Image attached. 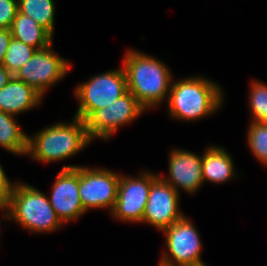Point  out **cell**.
I'll list each match as a JSON object with an SVG mask.
<instances>
[{"mask_svg":"<svg viewBox=\"0 0 267 266\" xmlns=\"http://www.w3.org/2000/svg\"><path fill=\"white\" fill-rule=\"evenodd\" d=\"M35 51L36 49L34 47L12 38L2 65L14 76L30 60Z\"/></svg>","mask_w":267,"mask_h":266,"instance_id":"cell-19","label":"cell"},{"mask_svg":"<svg viewBox=\"0 0 267 266\" xmlns=\"http://www.w3.org/2000/svg\"><path fill=\"white\" fill-rule=\"evenodd\" d=\"M0 211H5L3 214V216L8 219V213H7V206L6 205H3V204H0Z\"/></svg>","mask_w":267,"mask_h":266,"instance_id":"cell-26","label":"cell"},{"mask_svg":"<svg viewBox=\"0 0 267 266\" xmlns=\"http://www.w3.org/2000/svg\"><path fill=\"white\" fill-rule=\"evenodd\" d=\"M120 175L104 168L79 166V195L84 210L110 209L116 199Z\"/></svg>","mask_w":267,"mask_h":266,"instance_id":"cell-10","label":"cell"},{"mask_svg":"<svg viewBox=\"0 0 267 266\" xmlns=\"http://www.w3.org/2000/svg\"><path fill=\"white\" fill-rule=\"evenodd\" d=\"M18 12V0H0V28L10 29Z\"/></svg>","mask_w":267,"mask_h":266,"instance_id":"cell-22","label":"cell"},{"mask_svg":"<svg viewBox=\"0 0 267 266\" xmlns=\"http://www.w3.org/2000/svg\"><path fill=\"white\" fill-rule=\"evenodd\" d=\"M79 166L63 165L49 196L50 205L62 224L75 221L86 211L79 195Z\"/></svg>","mask_w":267,"mask_h":266,"instance_id":"cell-11","label":"cell"},{"mask_svg":"<svg viewBox=\"0 0 267 266\" xmlns=\"http://www.w3.org/2000/svg\"><path fill=\"white\" fill-rule=\"evenodd\" d=\"M12 39L10 29L0 28V65L3 64L5 54L7 52L9 42Z\"/></svg>","mask_w":267,"mask_h":266,"instance_id":"cell-24","label":"cell"},{"mask_svg":"<svg viewBox=\"0 0 267 266\" xmlns=\"http://www.w3.org/2000/svg\"><path fill=\"white\" fill-rule=\"evenodd\" d=\"M6 206L8 219L31 232L50 233L63 225L48 196L24 182L14 183Z\"/></svg>","mask_w":267,"mask_h":266,"instance_id":"cell-4","label":"cell"},{"mask_svg":"<svg viewBox=\"0 0 267 266\" xmlns=\"http://www.w3.org/2000/svg\"><path fill=\"white\" fill-rule=\"evenodd\" d=\"M42 98L34 87L13 76L0 89V111L16 116L39 105Z\"/></svg>","mask_w":267,"mask_h":266,"instance_id":"cell-14","label":"cell"},{"mask_svg":"<svg viewBox=\"0 0 267 266\" xmlns=\"http://www.w3.org/2000/svg\"><path fill=\"white\" fill-rule=\"evenodd\" d=\"M13 185L0 163V204L7 205Z\"/></svg>","mask_w":267,"mask_h":266,"instance_id":"cell-23","label":"cell"},{"mask_svg":"<svg viewBox=\"0 0 267 266\" xmlns=\"http://www.w3.org/2000/svg\"><path fill=\"white\" fill-rule=\"evenodd\" d=\"M12 38L37 49L53 44V35L32 18L17 12L10 28Z\"/></svg>","mask_w":267,"mask_h":266,"instance_id":"cell-16","label":"cell"},{"mask_svg":"<svg viewBox=\"0 0 267 266\" xmlns=\"http://www.w3.org/2000/svg\"><path fill=\"white\" fill-rule=\"evenodd\" d=\"M13 75L7 70L4 65H0V89L4 87Z\"/></svg>","mask_w":267,"mask_h":266,"instance_id":"cell-25","label":"cell"},{"mask_svg":"<svg viewBox=\"0 0 267 266\" xmlns=\"http://www.w3.org/2000/svg\"><path fill=\"white\" fill-rule=\"evenodd\" d=\"M127 91L123 66L95 75L75 88L79 106L74 115L85 121L94 111L112 104Z\"/></svg>","mask_w":267,"mask_h":266,"instance_id":"cell-5","label":"cell"},{"mask_svg":"<svg viewBox=\"0 0 267 266\" xmlns=\"http://www.w3.org/2000/svg\"><path fill=\"white\" fill-rule=\"evenodd\" d=\"M14 117L0 111V147L14 155H27L29 135L22 131Z\"/></svg>","mask_w":267,"mask_h":266,"instance_id":"cell-17","label":"cell"},{"mask_svg":"<svg viewBox=\"0 0 267 266\" xmlns=\"http://www.w3.org/2000/svg\"><path fill=\"white\" fill-rule=\"evenodd\" d=\"M174 82L166 99L174 119L196 121L215 113L224 103L221 87L204 77H186Z\"/></svg>","mask_w":267,"mask_h":266,"instance_id":"cell-2","label":"cell"},{"mask_svg":"<svg viewBox=\"0 0 267 266\" xmlns=\"http://www.w3.org/2000/svg\"><path fill=\"white\" fill-rule=\"evenodd\" d=\"M146 109L127 91L112 104L94 111L86 120L88 136L108 140L120 126L137 119Z\"/></svg>","mask_w":267,"mask_h":266,"instance_id":"cell-7","label":"cell"},{"mask_svg":"<svg viewBox=\"0 0 267 266\" xmlns=\"http://www.w3.org/2000/svg\"><path fill=\"white\" fill-rule=\"evenodd\" d=\"M91 141L85 121L74 116L71 123H56L32 138L29 136L27 155L42 163L59 162L75 155Z\"/></svg>","mask_w":267,"mask_h":266,"instance_id":"cell-3","label":"cell"},{"mask_svg":"<svg viewBox=\"0 0 267 266\" xmlns=\"http://www.w3.org/2000/svg\"><path fill=\"white\" fill-rule=\"evenodd\" d=\"M249 94L251 122H267V84L257 80L252 82Z\"/></svg>","mask_w":267,"mask_h":266,"instance_id":"cell-21","label":"cell"},{"mask_svg":"<svg viewBox=\"0 0 267 266\" xmlns=\"http://www.w3.org/2000/svg\"><path fill=\"white\" fill-rule=\"evenodd\" d=\"M232 157L219 146H209L202 154L203 183H224L235 176V168Z\"/></svg>","mask_w":267,"mask_h":266,"instance_id":"cell-15","label":"cell"},{"mask_svg":"<svg viewBox=\"0 0 267 266\" xmlns=\"http://www.w3.org/2000/svg\"><path fill=\"white\" fill-rule=\"evenodd\" d=\"M124 55L127 90L136 100L148 111L168 99L172 83L169 67L139 51L127 50Z\"/></svg>","mask_w":267,"mask_h":266,"instance_id":"cell-1","label":"cell"},{"mask_svg":"<svg viewBox=\"0 0 267 266\" xmlns=\"http://www.w3.org/2000/svg\"><path fill=\"white\" fill-rule=\"evenodd\" d=\"M158 176L149 171L140 172L136 178L120 174L117 199L111 215L120 221L141 223L151 184Z\"/></svg>","mask_w":267,"mask_h":266,"instance_id":"cell-8","label":"cell"},{"mask_svg":"<svg viewBox=\"0 0 267 266\" xmlns=\"http://www.w3.org/2000/svg\"><path fill=\"white\" fill-rule=\"evenodd\" d=\"M52 44L37 49L16 73L15 77L34 87L44 96L45 91L58 83L71 68L70 63L53 51Z\"/></svg>","mask_w":267,"mask_h":266,"instance_id":"cell-9","label":"cell"},{"mask_svg":"<svg viewBox=\"0 0 267 266\" xmlns=\"http://www.w3.org/2000/svg\"><path fill=\"white\" fill-rule=\"evenodd\" d=\"M248 127L247 142L251 153L267 166V122H251Z\"/></svg>","mask_w":267,"mask_h":266,"instance_id":"cell-20","label":"cell"},{"mask_svg":"<svg viewBox=\"0 0 267 266\" xmlns=\"http://www.w3.org/2000/svg\"><path fill=\"white\" fill-rule=\"evenodd\" d=\"M18 12L32 18L53 35L55 21L53 0H18Z\"/></svg>","mask_w":267,"mask_h":266,"instance_id":"cell-18","label":"cell"},{"mask_svg":"<svg viewBox=\"0 0 267 266\" xmlns=\"http://www.w3.org/2000/svg\"><path fill=\"white\" fill-rule=\"evenodd\" d=\"M182 213L179 193L159 175L151 184L142 222L162 231L180 220L184 216Z\"/></svg>","mask_w":267,"mask_h":266,"instance_id":"cell-12","label":"cell"},{"mask_svg":"<svg viewBox=\"0 0 267 266\" xmlns=\"http://www.w3.org/2000/svg\"><path fill=\"white\" fill-rule=\"evenodd\" d=\"M162 231L165 233L168 250L163 252L159 261L160 264L184 266L203 262L199 232L185 215Z\"/></svg>","mask_w":267,"mask_h":266,"instance_id":"cell-6","label":"cell"},{"mask_svg":"<svg viewBox=\"0 0 267 266\" xmlns=\"http://www.w3.org/2000/svg\"><path fill=\"white\" fill-rule=\"evenodd\" d=\"M168 177H161L179 193L181 188L194 194L203 184L202 156L188 150L173 149L169 155Z\"/></svg>","mask_w":267,"mask_h":266,"instance_id":"cell-13","label":"cell"}]
</instances>
